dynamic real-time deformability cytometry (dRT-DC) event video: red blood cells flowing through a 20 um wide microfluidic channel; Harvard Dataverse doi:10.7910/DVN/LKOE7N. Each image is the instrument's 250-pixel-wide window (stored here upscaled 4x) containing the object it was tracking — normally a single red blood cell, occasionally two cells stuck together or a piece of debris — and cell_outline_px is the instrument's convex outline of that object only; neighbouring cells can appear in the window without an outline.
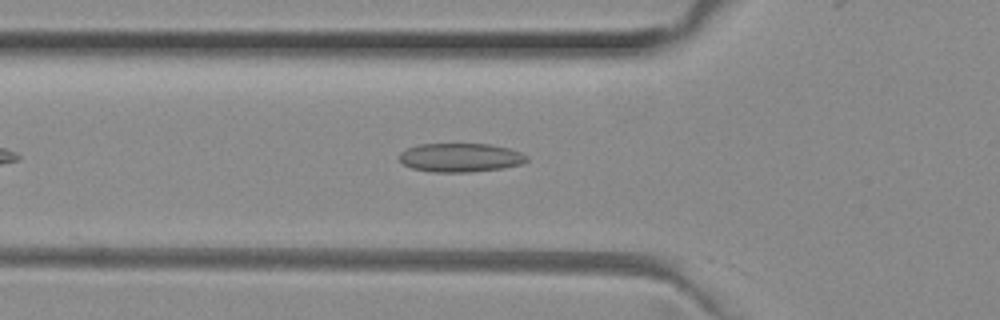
{"species": "common noctule bat (a hibernating species)", "species_latin": "Nyctalus noctula", "temperature_condition": "room temperature", "stored_images_in_passage": 43, "camera_frame_rate_fps": 3000, "um_per_image_px": 0.085, "animal": {"sex": "female", "body_mass_g": 29.2, "forearm_length_mm": 56.3}, "frame": {"image": 1, "passage_image": 8, "time_ms": 2.333, "image_size_px": [1000, 320], "cell_outline_px": [[528, 160], [520, 164], [504, 168], [468, 172], [432, 172], [412, 168], [404, 164], [400, 160], [400, 152], [416, 144], [488, 144], [508, 148], [520, 152], [528, 156]], "centroid_in_image_um": [39.13, 13.39], "position_along_channel_um": 86.7, "area_um2": 21.33}}
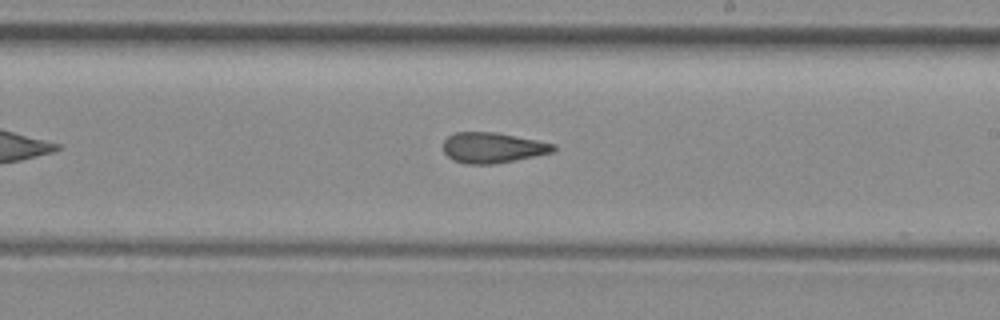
{"frame": {"image": 2, "passage_image": 20, "time_ms": 6.333, "image_size_px": [1000, 320], "cell_outline_px": [[556, 148], [552, 152], [492, 164], [464, 164], [452, 160], [444, 152], [444, 140], [448, 136], [456, 132], [496, 132], [556, 144]], "centroid_in_image_um": [41.83, 12.55], "position_along_channel_um": 247.2, "area_um2": 19.36}}
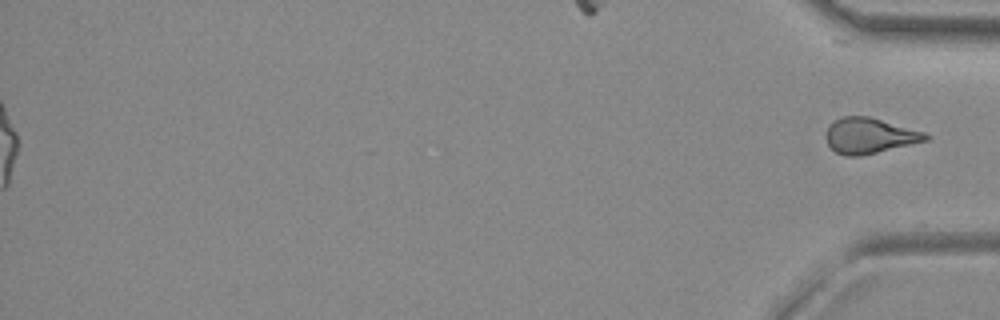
{"frame": {"image": 3, "passage_image": 43, "time_ms": 14.0, "image_size_px": [1000, 320], "cell_outline_px": [[932, 136], [928, 140], [860, 156], [848, 156], [836, 152], [828, 144], [828, 124], [844, 116], [868, 116], [924, 132]], "centroid_in_image_um": [73.93, 11.53], "position_along_channel_um": 361.3, "area_um2": 20.23}}